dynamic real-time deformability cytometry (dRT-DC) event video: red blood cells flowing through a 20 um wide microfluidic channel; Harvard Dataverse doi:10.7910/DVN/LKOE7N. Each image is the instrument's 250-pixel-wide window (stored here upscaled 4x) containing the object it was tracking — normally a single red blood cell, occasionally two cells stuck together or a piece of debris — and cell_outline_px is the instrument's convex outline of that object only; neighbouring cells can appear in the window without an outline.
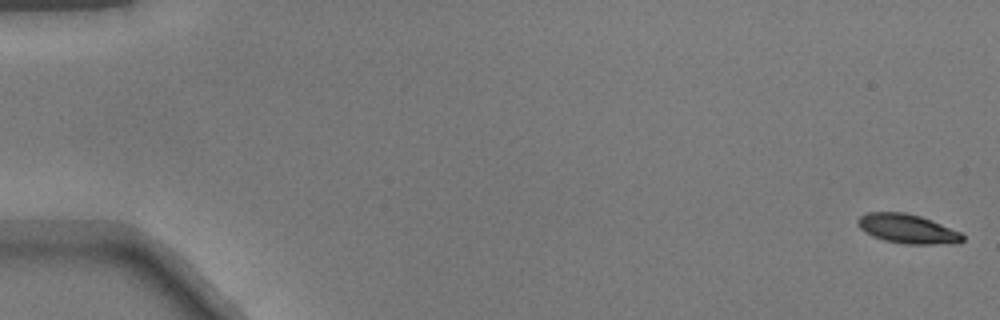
{"species": "common noctule bat (a hibernating species)", "species_latin": "Nyctalus noctula", "temperature_condition": "warm", "stored_images_in_passage": 14, "camera_frame_rate_fps": 3000, "um_per_image_px": 0.085, "animal": {"sex": "male", "body_mass_g": 17.9}, "frame": {"image": 1, "passage_image": 1, "time_ms": 0.0, "image_size_px": [1000, 320], "cell_outline_px": [[964, 240], [956, 244], [904, 244], [884, 240], [872, 236], [864, 232], [856, 224], [856, 220], [860, 216], [868, 212], [904, 212], [920, 216], [932, 220], [960, 232], [964, 236]], "centroid_in_image_um": [77.12, 19.45], "position_along_channel_um": 7.9, "area_um2": 18.03}}
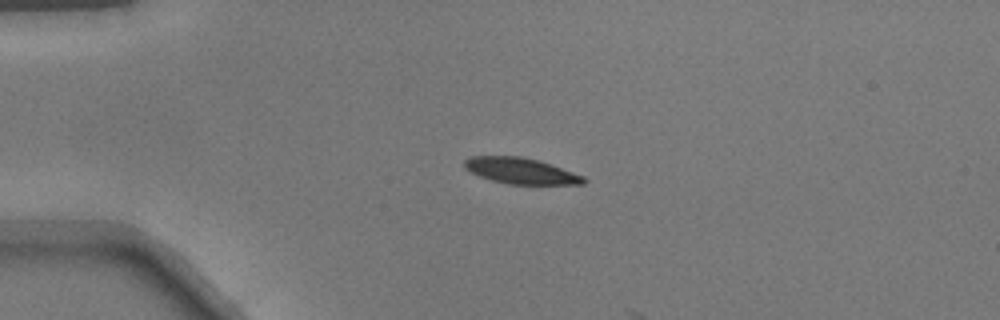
{"frame": {"image": 2, "passage_image": 13, "time_ms": 4.0, "image_size_px": [1000, 320], "cell_outline_px": [[588, 180], [584, 184], [508, 184], [492, 180], [468, 172], [464, 168], [464, 160], [472, 156], [520, 156], [536, 160], [584, 176]], "centroid_in_image_um": [44.22, 14.53], "position_along_channel_um": 40.8, "area_um2": 17.86}}